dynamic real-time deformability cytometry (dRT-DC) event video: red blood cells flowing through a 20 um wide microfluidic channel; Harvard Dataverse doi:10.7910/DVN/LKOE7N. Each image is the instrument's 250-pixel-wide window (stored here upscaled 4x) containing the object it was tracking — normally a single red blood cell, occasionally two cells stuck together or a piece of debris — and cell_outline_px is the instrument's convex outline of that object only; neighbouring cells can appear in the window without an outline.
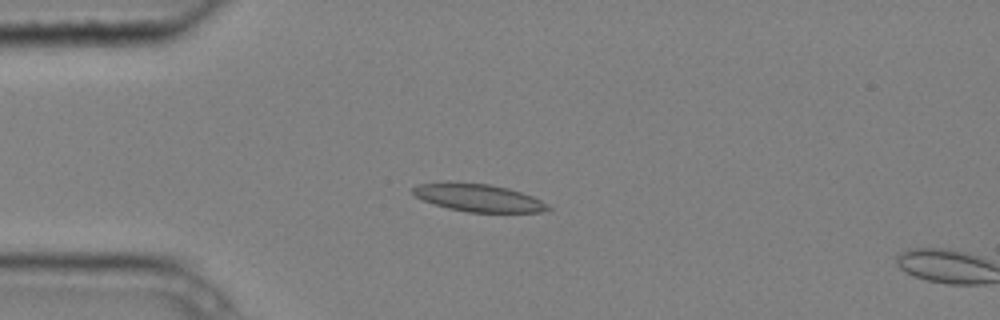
{"species": "common noctule bat (a hibernating species)", "species_latin": "Nyctalus noctula", "temperature_condition": "cold", "stored_images_in_passage": 3, "camera_frame_rate_fps": 3000, "um_per_image_px": 0.085, "animal": {"sex": "male", "body_mass_g": 20.4}, "frame": {"image": 1, "passage_image": 2, "time_ms": 0.333, "image_size_px": [1000, 320], "cell_outline_px": [[552, 208], [540, 212], [468, 212], [448, 208], [424, 200], [416, 196], [412, 192], [412, 188], [416, 184], [448, 180], [488, 184], [508, 188], [532, 196], [548, 204]], "centroid_in_image_um": [40.61, 16.78], "position_along_channel_um": 44.4, "area_um2": 21.96}}